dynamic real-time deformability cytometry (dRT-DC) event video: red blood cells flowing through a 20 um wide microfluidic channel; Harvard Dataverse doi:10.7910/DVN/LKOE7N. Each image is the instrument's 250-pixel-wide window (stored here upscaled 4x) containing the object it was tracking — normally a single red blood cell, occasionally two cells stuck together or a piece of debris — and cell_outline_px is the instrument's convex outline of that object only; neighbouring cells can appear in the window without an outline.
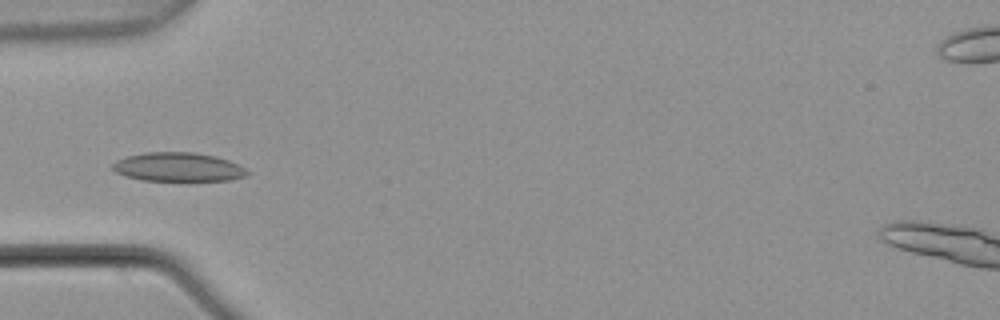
{"species": "common noctule bat (a hibernating species)", "species_latin": "Nyctalus noctula", "temperature_condition": "warm", "stored_images_in_passage": 4, "camera_frame_rate_fps": 3000, "um_per_image_px": 0.085, "animal": {"sex": "male", "body_mass_g": 21.5, "forearm_length_mm": 52.0}, "frame": {"image": 1, "passage_image": 3, "time_ms": 0.667, "image_size_px": [1000, 320], "cell_outline_px": [[252, 172], [244, 176], [228, 180], [140, 180], [124, 176], [116, 172], [112, 168], [112, 164], [116, 160], [128, 156], [144, 152], [192, 152], [216, 156], [228, 160]], "centroid_in_image_um": [15.11, 14.19], "position_along_channel_um": 69.9, "area_um2": 22.54}}
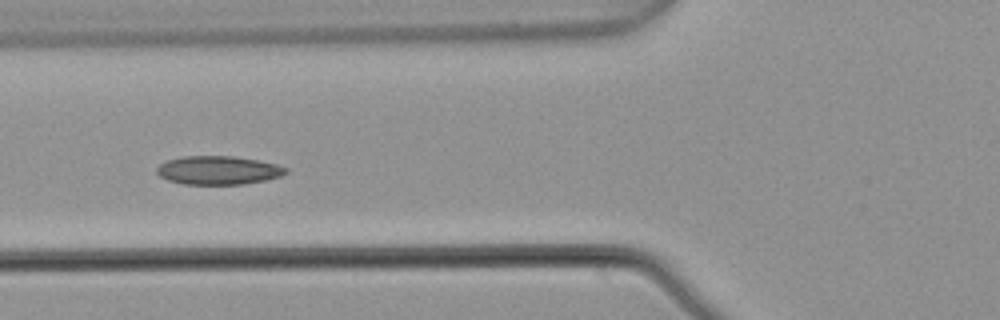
{"frame": {"image": 2, "passage_image": 4, "time_ms": 1.0, "image_size_px": [1000, 320], "cell_outline_px": [[288, 172], [280, 176], [264, 180], [244, 184], [184, 184], [168, 180], [160, 176], [156, 172], [156, 168], [160, 164], [168, 160], [184, 156], [232, 156], [256, 160], [276, 164], [288, 168]], "centroid_in_image_um": [18.54, 14.47], "position_along_channel_um": 107.3, "area_um2": 21.33}}